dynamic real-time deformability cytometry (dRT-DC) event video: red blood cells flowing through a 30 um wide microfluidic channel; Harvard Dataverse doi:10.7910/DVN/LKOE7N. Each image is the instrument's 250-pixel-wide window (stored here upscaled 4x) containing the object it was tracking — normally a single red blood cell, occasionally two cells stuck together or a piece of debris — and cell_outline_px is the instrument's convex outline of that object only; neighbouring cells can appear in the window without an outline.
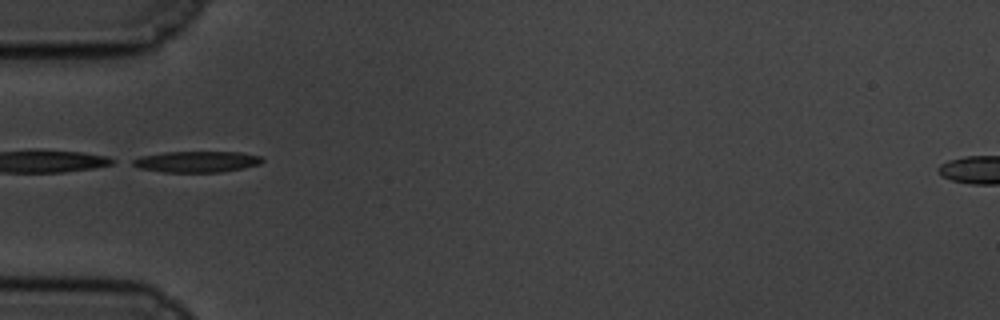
{"species": "common noctule bat (a hibernating species)", "species_latin": "Nyctalus noctula", "temperature_condition": "cold", "stored_images_in_passage": 38, "camera_frame_rate_fps": 3000, "um_per_image_px": 0.085, "animal": {"sex": "male", "body_mass_g": 19.5, "forearm_length_mm": 54.6}, "frame": {"image": 1, "passage_image": 1, "time_ms": 0.0, "image_size_px": [1000, 320], "cell_outline_px": [[264, 160], [260, 164], [244, 168], [220, 172], [164, 172], [136, 168], [128, 164], [132, 160], [140, 156], [164, 152], [240, 152], [264, 156]], "centroid_in_image_um": [16.69, 13.74], "position_along_channel_um": 68.3, "area_um2": 16.24}}
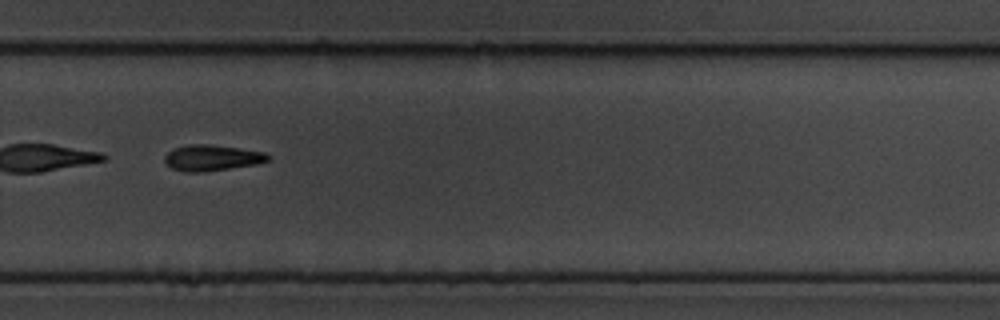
{"frame": {"image": 2, "passage_image": 22, "time_ms": 7.0, "image_size_px": [1000, 320], "cell_outline_px": [[272, 156], [268, 160], [260, 164], [204, 172], [184, 172], [172, 168], [164, 160], [164, 156], [172, 148], [192, 144], [208, 144], [240, 148], [264, 152]], "centroid_in_image_um": [18.04, 13.42], "position_along_channel_um": 311.8, "area_um2": 15.78}, "authors_computed_cell_mechanics": {"area_um2": 16.2418, "velocity_mm_per_s": 3.4868, "shape_relaxation_time_tau1_ms": 4.0828, "shape_relaxation_time_tau2_ms": null, "deformation_change_tau1": 0.1384, "deformation_change_tau2": null}}